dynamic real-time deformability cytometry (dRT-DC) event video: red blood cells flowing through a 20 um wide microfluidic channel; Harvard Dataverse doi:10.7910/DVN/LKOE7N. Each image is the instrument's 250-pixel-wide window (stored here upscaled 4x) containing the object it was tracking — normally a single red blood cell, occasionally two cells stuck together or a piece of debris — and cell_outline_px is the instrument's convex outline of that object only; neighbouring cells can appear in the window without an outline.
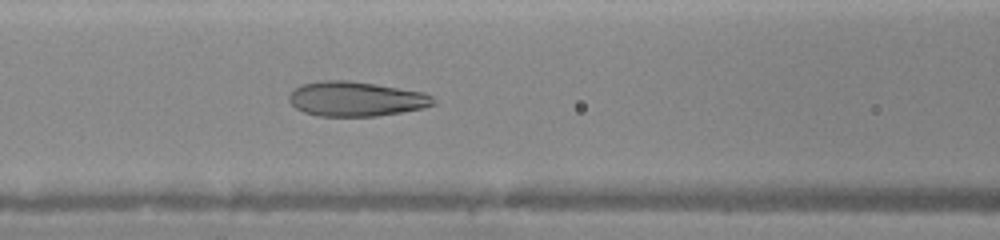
{"species": "human", "species_latin": "Homo sapiens", "temperature_condition": "warm", "stored_images_in_passage": 7, "camera_frame_rate_fps": 3000, "um_per_image_px": 0.085, "donor": {"sex": "female"}, "frame": {"image": 1, "passage_image": 7, "time_ms": 5.333, "image_size_px": [1000, 240], "cell_outline_px": [[436, 104], [424, 108], [376, 116], [320, 116], [304, 112], [296, 108], [288, 100], [288, 96], [300, 84], [320, 80], [348, 80], [424, 92], [432, 96]], "centroid_in_image_um": [30.24, 8.4], "position_along_channel_um": 136.4, "area_um2": 29.13}}